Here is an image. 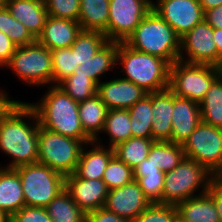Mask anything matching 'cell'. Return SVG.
Segmentation results:
<instances>
[{
  "mask_svg": "<svg viewBox=\"0 0 222 222\" xmlns=\"http://www.w3.org/2000/svg\"><path fill=\"white\" fill-rule=\"evenodd\" d=\"M199 106L201 121L222 129V73L213 81Z\"/></svg>",
  "mask_w": 222,
  "mask_h": 222,
  "instance_id": "cell-27",
  "label": "cell"
},
{
  "mask_svg": "<svg viewBox=\"0 0 222 222\" xmlns=\"http://www.w3.org/2000/svg\"><path fill=\"white\" fill-rule=\"evenodd\" d=\"M52 84L58 85L62 80L74 73L76 64L75 51L71 47L51 50Z\"/></svg>",
  "mask_w": 222,
  "mask_h": 222,
  "instance_id": "cell-35",
  "label": "cell"
},
{
  "mask_svg": "<svg viewBox=\"0 0 222 222\" xmlns=\"http://www.w3.org/2000/svg\"><path fill=\"white\" fill-rule=\"evenodd\" d=\"M204 20L213 28L222 29V5L204 12Z\"/></svg>",
  "mask_w": 222,
  "mask_h": 222,
  "instance_id": "cell-45",
  "label": "cell"
},
{
  "mask_svg": "<svg viewBox=\"0 0 222 222\" xmlns=\"http://www.w3.org/2000/svg\"><path fill=\"white\" fill-rule=\"evenodd\" d=\"M122 63L126 77L147 93L169 88L170 64L157 56L137 51L118 42L117 62Z\"/></svg>",
  "mask_w": 222,
  "mask_h": 222,
  "instance_id": "cell-4",
  "label": "cell"
},
{
  "mask_svg": "<svg viewBox=\"0 0 222 222\" xmlns=\"http://www.w3.org/2000/svg\"><path fill=\"white\" fill-rule=\"evenodd\" d=\"M102 180L108 190L119 188L134 180L133 169L113 155L103 173Z\"/></svg>",
  "mask_w": 222,
  "mask_h": 222,
  "instance_id": "cell-36",
  "label": "cell"
},
{
  "mask_svg": "<svg viewBox=\"0 0 222 222\" xmlns=\"http://www.w3.org/2000/svg\"><path fill=\"white\" fill-rule=\"evenodd\" d=\"M203 12L212 9L214 7H217L219 5H222V0H198Z\"/></svg>",
  "mask_w": 222,
  "mask_h": 222,
  "instance_id": "cell-50",
  "label": "cell"
},
{
  "mask_svg": "<svg viewBox=\"0 0 222 222\" xmlns=\"http://www.w3.org/2000/svg\"><path fill=\"white\" fill-rule=\"evenodd\" d=\"M207 194L213 199L220 222H222V179L214 176L210 182Z\"/></svg>",
  "mask_w": 222,
  "mask_h": 222,
  "instance_id": "cell-43",
  "label": "cell"
},
{
  "mask_svg": "<svg viewBox=\"0 0 222 222\" xmlns=\"http://www.w3.org/2000/svg\"><path fill=\"white\" fill-rule=\"evenodd\" d=\"M65 190L84 213L104 207L109 191L102 179H82L74 173L65 176Z\"/></svg>",
  "mask_w": 222,
  "mask_h": 222,
  "instance_id": "cell-15",
  "label": "cell"
},
{
  "mask_svg": "<svg viewBox=\"0 0 222 222\" xmlns=\"http://www.w3.org/2000/svg\"><path fill=\"white\" fill-rule=\"evenodd\" d=\"M217 178L222 179V169L221 171L216 175Z\"/></svg>",
  "mask_w": 222,
  "mask_h": 222,
  "instance_id": "cell-52",
  "label": "cell"
},
{
  "mask_svg": "<svg viewBox=\"0 0 222 222\" xmlns=\"http://www.w3.org/2000/svg\"><path fill=\"white\" fill-rule=\"evenodd\" d=\"M221 73L222 68L213 65L178 60L170 65L169 89L174 95L199 104Z\"/></svg>",
  "mask_w": 222,
  "mask_h": 222,
  "instance_id": "cell-8",
  "label": "cell"
},
{
  "mask_svg": "<svg viewBox=\"0 0 222 222\" xmlns=\"http://www.w3.org/2000/svg\"><path fill=\"white\" fill-rule=\"evenodd\" d=\"M118 42L107 41L87 62L78 66L74 73H83L96 85L100 83V76L117 64Z\"/></svg>",
  "mask_w": 222,
  "mask_h": 222,
  "instance_id": "cell-25",
  "label": "cell"
},
{
  "mask_svg": "<svg viewBox=\"0 0 222 222\" xmlns=\"http://www.w3.org/2000/svg\"><path fill=\"white\" fill-rule=\"evenodd\" d=\"M213 40L217 48V67L222 68V29H213Z\"/></svg>",
  "mask_w": 222,
  "mask_h": 222,
  "instance_id": "cell-49",
  "label": "cell"
},
{
  "mask_svg": "<svg viewBox=\"0 0 222 222\" xmlns=\"http://www.w3.org/2000/svg\"><path fill=\"white\" fill-rule=\"evenodd\" d=\"M10 216H8L4 211L0 210V222H9Z\"/></svg>",
  "mask_w": 222,
  "mask_h": 222,
  "instance_id": "cell-51",
  "label": "cell"
},
{
  "mask_svg": "<svg viewBox=\"0 0 222 222\" xmlns=\"http://www.w3.org/2000/svg\"><path fill=\"white\" fill-rule=\"evenodd\" d=\"M5 6V3L3 0H0V9L3 8Z\"/></svg>",
  "mask_w": 222,
  "mask_h": 222,
  "instance_id": "cell-53",
  "label": "cell"
},
{
  "mask_svg": "<svg viewBox=\"0 0 222 222\" xmlns=\"http://www.w3.org/2000/svg\"><path fill=\"white\" fill-rule=\"evenodd\" d=\"M24 118H33V125ZM39 120L30 103L19 102L0 120V149L13 160L4 168L15 169L38 161Z\"/></svg>",
  "mask_w": 222,
  "mask_h": 222,
  "instance_id": "cell-1",
  "label": "cell"
},
{
  "mask_svg": "<svg viewBox=\"0 0 222 222\" xmlns=\"http://www.w3.org/2000/svg\"><path fill=\"white\" fill-rule=\"evenodd\" d=\"M5 6L10 14L37 39L49 16L44 0H10Z\"/></svg>",
  "mask_w": 222,
  "mask_h": 222,
  "instance_id": "cell-19",
  "label": "cell"
},
{
  "mask_svg": "<svg viewBox=\"0 0 222 222\" xmlns=\"http://www.w3.org/2000/svg\"><path fill=\"white\" fill-rule=\"evenodd\" d=\"M20 101L10 100L8 94L0 91V120L13 109Z\"/></svg>",
  "mask_w": 222,
  "mask_h": 222,
  "instance_id": "cell-48",
  "label": "cell"
},
{
  "mask_svg": "<svg viewBox=\"0 0 222 222\" xmlns=\"http://www.w3.org/2000/svg\"><path fill=\"white\" fill-rule=\"evenodd\" d=\"M5 67L13 69L18 78L30 85L52 83L51 52L37 41L16 47Z\"/></svg>",
  "mask_w": 222,
  "mask_h": 222,
  "instance_id": "cell-9",
  "label": "cell"
},
{
  "mask_svg": "<svg viewBox=\"0 0 222 222\" xmlns=\"http://www.w3.org/2000/svg\"><path fill=\"white\" fill-rule=\"evenodd\" d=\"M163 172L157 165L148 158L143 160L140 164L136 165L133 169L134 177H144L147 174Z\"/></svg>",
  "mask_w": 222,
  "mask_h": 222,
  "instance_id": "cell-47",
  "label": "cell"
},
{
  "mask_svg": "<svg viewBox=\"0 0 222 222\" xmlns=\"http://www.w3.org/2000/svg\"><path fill=\"white\" fill-rule=\"evenodd\" d=\"M130 123L128 109L108 110L102 132L108 133L110 148H114L132 137Z\"/></svg>",
  "mask_w": 222,
  "mask_h": 222,
  "instance_id": "cell-31",
  "label": "cell"
},
{
  "mask_svg": "<svg viewBox=\"0 0 222 222\" xmlns=\"http://www.w3.org/2000/svg\"><path fill=\"white\" fill-rule=\"evenodd\" d=\"M147 94L141 87L121 77L97 85V95L109 110L129 109Z\"/></svg>",
  "mask_w": 222,
  "mask_h": 222,
  "instance_id": "cell-16",
  "label": "cell"
},
{
  "mask_svg": "<svg viewBox=\"0 0 222 222\" xmlns=\"http://www.w3.org/2000/svg\"><path fill=\"white\" fill-rule=\"evenodd\" d=\"M78 21L48 16L41 34L36 41L50 51L71 47L81 32Z\"/></svg>",
  "mask_w": 222,
  "mask_h": 222,
  "instance_id": "cell-18",
  "label": "cell"
},
{
  "mask_svg": "<svg viewBox=\"0 0 222 222\" xmlns=\"http://www.w3.org/2000/svg\"><path fill=\"white\" fill-rule=\"evenodd\" d=\"M107 41L101 32L81 30L71 46L75 51L76 64L80 66L87 62Z\"/></svg>",
  "mask_w": 222,
  "mask_h": 222,
  "instance_id": "cell-33",
  "label": "cell"
},
{
  "mask_svg": "<svg viewBox=\"0 0 222 222\" xmlns=\"http://www.w3.org/2000/svg\"><path fill=\"white\" fill-rule=\"evenodd\" d=\"M152 202L144 195L136 180L108 191L104 208L133 221Z\"/></svg>",
  "mask_w": 222,
  "mask_h": 222,
  "instance_id": "cell-14",
  "label": "cell"
},
{
  "mask_svg": "<svg viewBox=\"0 0 222 222\" xmlns=\"http://www.w3.org/2000/svg\"><path fill=\"white\" fill-rule=\"evenodd\" d=\"M93 140H77L50 131L39 124L38 161L64 176L75 172L82 149ZM84 145V146H83Z\"/></svg>",
  "mask_w": 222,
  "mask_h": 222,
  "instance_id": "cell-5",
  "label": "cell"
},
{
  "mask_svg": "<svg viewBox=\"0 0 222 222\" xmlns=\"http://www.w3.org/2000/svg\"><path fill=\"white\" fill-rule=\"evenodd\" d=\"M213 177L203 165L184 157L178 166L164 175L161 204L176 206L184 200L207 193ZM199 187H203L201 194L193 195Z\"/></svg>",
  "mask_w": 222,
  "mask_h": 222,
  "instance_id": "cell-6",
  "label": "cell"
},
{
  "mask_svg": "<svg viewBox=\"0 0 222 222\" xmlns=\"http://www.w3.org/2000/svg\"><path fill=\"white\" fill-rule=\"evenodd\" d=\"M11 41L18 47L32 44L36 39L30 34L27 28L14 18L13 36H8Z\"/></svg>",
  "mask_w": 222,
  "mask_h": 222,
  "instance_id": "cell-42",
  "label": "cell"
},
{
  "mask_svg": "<svg viewBox=\"0 0 222 222\" xmlns=\"http://www.w3.org/2000/svg\"><path fill=\"white\" fill-rule=\"evenodd\" d=\"M132 137L152 139V99L146 95L128 109Z\"/></svg>",
  "mask_w": 222,
  "mask_h": 222,
  "instance_id": "cell-30",
  "label": "cell"
},
{
  "mask_svg": "<svg viewBox=\"0 0 222 222\" xmlns=\"http://www.w3.org/2000/svg\"><path fill=\"white\" fill-rule=\"evenodd\" d=\"M152 9L180 38L204 19V12L198 0H157Z\"/></svg>",
  "mask_w": 222,
  "mask_h": 222,
  "instance_id": "cell-13",
  "label": "cell"
},
{
  "mask_svg": "<svg viewBox=\"0 0 222 222\" xmlns=\"http://www.w3.org/2000/svg\"><path fill=\"white\" fill-rule=\"evenodd\" d=\"M183 51L187 54V59L182 56ZM179 60L217 67V48L213 40V28L204 19L180 38Z\"/></svg>",
  "mask_w": 222,
  "mask_h": 222,
  "instance_id": "cell-12",
  "label": "cell"
},
{
  "mask_svg": "<svg viewBox=\"0 0 222 222\" xmlns=\"http://www.w3.org/2000/svg\"><path fill=\"white\" fill-rule=\"evenodd\" d=\"M125 43L137 51L160 57L170 65L180 57V37L153 9Z\"/></svg>",
  "mask_w": 222,
  "mask_h": 222,
  "instance_id": "cell-3",
  "label": "cell"
},
{
  "mask_svg": "<svg viewBox=\"0 0 222 222\" xmlns=\"http://www.w3.org/2000/svg\"><path fill=\"white\" fill-rule=\"evenodd\" d=\"M11 222H52L45 207L23 206L10 217Z\"/></svg>",
  "mask_w": 222,
  "mask_h": 222,
  "instance_id": "cell-40",
  "label": "cell"
},
{
  "mask_svg": "<svg viewBox=\"0 0 222 222\" xmlns=\"http://www.w3.org/2000/svg\"><path fill=\"white\" fill-rule=\"evenodd\" d=\"M185 157L216 176L222 169V129L200 122L182 145Z\"/></svg>",
  "mask_w": 222,
  "mask_h": 222,
  "instance_id": "cell-10",
  "label": "cell"
},
{
  "mask_svg": "<svg viewBox=\"0 0 222 222\" xmlns=\"http://www.w3.org/2000/svg\"><path fill=\"white\" fill-rule=\"evenodd\" d=\"M133 222H178L175 205L151 203Z\"/></svg>",
  "mask_w": 222,
  "mask_h": 222,
  "instance_id": "cell-37",
  "label": "cell"
},
{
  "mask_svg": "<svg viewBox=\"0 0 222 222\" xmlns=\"http://www.w3.org/2000/svg\"><path fill=\"white\" fill-rule=\"evenodd\" d=\"M14 17L9 10L4 6L0 9V30L7 36H13Z\"/></svg>",
  "mask_w": 222,
  "mask_h": 222,
  "instance_id": "cell-46",
  "label": "cell"
},
{
  "mask_svg": "<svg viewBox=\"0 0 222 222\" xmlns=\"http://www.w3.org/2000/svg\"><path fill=\"white\" fill-rule=\"evenodd\" d=\"M110 0H80L78 22L82 30L101 32L106 36Z\"/></svg>",
  "mask_w": 222,
  "mask_h": 222,
  "instance_id": "cell-26",
  "label": "cell"
},
{
  "mask_svg": "<svg viewBox=\"0 0 222 222\" xmlns=\"http://www.w3.org/2000/svg\"><path fill=\"white\" fill-rule=\"evenodd\" d=\"M16 45L0 30V67L5 66L16 50Z\"/></svg>",
  "mask_w": 222,
  "mask_h": 222,
  "instance_id": "cell-44",
  "label": "cell"
},
{
  "mask_svg": "<svg viewBox=\"0 0 222 222\" xmlns=\"http://www.w3.org/2000/svg\"><path fill=\"white\" fill-rule=\"evenodd\" d=\"M108 110L97 94L79 102L78 111L82 128L95 142H98V133L103 130Z\"/></svg>",
  "mask_w": 222,
  "mask_h": 222,
  "instance_id": "cell-24",
  "label": "cell"
},
{
  "mask_svg": "<svg viewBox=\"0 0 222 222\" xmlns=\"http://www.w3.org/2000/svg\"><path fill=\"white\" fill-rule=\"evenodd\" d=\"M85 222H133L115 213L106 210L104 207L86 213Z\"/></svg>",
  "mask_w": 222,
  "mask_h": 222,
  "instance_id": "cell-41",
  "label": "cell"
},
{
  "mask_svg": "<svg viewBox=\"0 0 222 222\" xmlns=\"http://www.w3.org/2000/svg\"><path fill=\"white\" fill-rule=\"evenodd\" d=\"M57 86L78 103L97 94V85L83 73H73Z\"/></svg>",
  "mask_w": 222,
  "mask_h": 222,
  "instance_id": "cell-34",
  "label": "cell"
},
{
  "mask_svg": "<svg viewBox=\"0 0 222 222\" xmlns=\"http://www.w3.org/2000/svg\"><path fill=\"white\" fill-rule=\"evenodd\" d=\"M176 208L178 222H220L213 199L207 193L184 200Z\"/></svg>",
  "mask_w": 222,
  "mask_h": 222,
  "instance_id": "cell-22",
  "label": "cell"
},
{
  "mask_svg": "<svg viewBox=\"0 0 222 222\" xmlns=\"http://www.w3.org/2000/svg\"><path fill=\"white\" fill-rule=\"evenodd\" d=\"M91 145H94V148L88 151L83 147L74 174L82 179H103V173L114 155V149H106L95 141H92Z\"/></svg>",
  "mask_w": 222,
  "mask_h": 222,
  "instance_id": "cell-21",
  "label": "cell"
},
{
  "mask_svg": "<svg viewBox=\"0 0 222 222\" xmlns=\"http://www.w3.org/2000/svg\"><path fill=\"white\" fill-rule=\"evenodd\" d=\"M25 206L20 177L14 169L0 168V210L12 216Z\"/></svg>",
  "mask_w": 222,
  "mask_h": 222,
  "instance_id": "cell-23",
  "label": "cell"
},
{
  "mask_svg": "<svg viewBox=\"0 0 222 222\" xmlns=\"http://www.w3.org/2000/svg\"><path fill=\"white\" fill-rule=\"evenodd\" d=\"M164 172H156L147 174L144 177H134L140 188L143 190L144 195L152 202V203H160L161 197L164 188Z\"/></svg>",
  "mask_w": 222,
  "mask_h": 222,
  "instance_id": "cell-39",
  "label": "cell"
},
{
  "mask_svg": "<svg viewBox=\"0 0 222 222\" xmlns=\"http://www.w3.org/2000/svg\"><path fill=\"white\" fill-rule=\"evenodd\" d=\"M200 122L199 104L173 94L172 134L169 141L183 145Z\"/></svg>",
  "mask_w": 222,
  "mask_h": 222,
  "instance_id": "cell-17",
  "label": "cell"
},
{
  "mask_svg": "<svg viewBox=\"0 0 222 222\" xmlns=\"http://www.w3.org/2000/svg\"><path fill=\"white\" fill-rule=\"evenodd\" d=\"M14 170L20 177L25 206L46 207L65 190V176L45 164L35 162Z\"/></svg>",
  "mask_w": 222,
  "mask_h": 222,
  "instance_id": "cell-7",
  "label": "cell"
},
{
  "mask_svg": "<svg viewBox=\"0 0 222 222\" xmlns=\"http://www.w3.org/2000/svg\"><path fill=\"white\" fill-rule=\"evenodd\" d=\"M49 90L38 103H30L37 113L39 124L50 131L77 140H92L82 128L79 103L57 85Z\"/></svg>",
  "mask_w": 222,
  "mask_h": 222,
  "instance_id": "cell-2",
  "label": "cell"
},
{
  "mask_svg": "<svg viewBox=\"0 0 222 222\" xmlns=\"http://www.w3.org/2000/svg\"><path fill=\"white\" fill-rule=\"evenodd\" d=\"M152 99V139L169 141L172 134L173 92L167 88L147 94Z\"/></svg>",
  "mask_w": 222,
  "mask_h": 222,
  "instance_id": "cell-20",
  "label": "cell"
},
{
  "mask_svg": "<svg viewBox=\"0 0 222 222\" xmlns=\"http://www.w3.org/2000/svg\"><path fill=\"white\" fill-rule=\"evenodd\" d=\"M45 208L51 217L52 222L86 221V213L75 204L66 190L62 191Z\"/></svg>",
  "mask_w": 222,
  "mask_h": 222,
  "instance_id": "cell-29",
  "label": "cell"
},
{
  "mask_svg": "<svg viewBox=\"0 0 222 222\" xmlns=\"http://www.w3.org/2000/svg\"><path fill=\"white\" fill-rule=\"evenodd\" d=\"M48 15L78 21L80 0H44Z\"/></svg>",
  "mask_w": 222,
  "mask_h": 222,
  "instance_id": "cell-38",
  "label": "cell"
},
{
  "mask_svg": "<svg viewBox=\"0 0 222 222\" xmlns=\"http://www.w3.org/2000/svg\"><path fill=\"white\" fill-rule=\"evenodd\" d=\"M151 0H110L106 29L108 41L125 42L152 10Z\"/></svg>",
  "mask_w": 222,
  "mask_h": 222,
  "instance_id": "cell-11",
  "label": "cell"
},
{
  "mask_svg": "<svg viewBox=\"0 0 222 222\" xmlns=\"http://www.w3.org/2000/svg\"><path fill=\"white\" fill-rule=\"evenodd\" d=\"M153 142V139L131 137L113 148L114 155L134 169L136 165L147 159Z\"/></svg>",
  "mask_w": 222,
  "mask_h": 222,
  "instance_id": "cell-32",
  "label": "cell"
},
{
  "mask_svg": "<svg viewBox=\"0 0 222 222\" xmlns=\"http://www.w3.org/2000/svg\"><path fill=\"white\" fill-rule=\"evenodd\" d=\"M184 157L185 153L182 145L170 141H154L147 158L152 160L157 168L166 173L178 166Z\"/></svg>",
  "mask_w": 222,
  "mask_h": 222,
  "instance_id": "cell-28",
  "label": "cell"
}]
</instances>
